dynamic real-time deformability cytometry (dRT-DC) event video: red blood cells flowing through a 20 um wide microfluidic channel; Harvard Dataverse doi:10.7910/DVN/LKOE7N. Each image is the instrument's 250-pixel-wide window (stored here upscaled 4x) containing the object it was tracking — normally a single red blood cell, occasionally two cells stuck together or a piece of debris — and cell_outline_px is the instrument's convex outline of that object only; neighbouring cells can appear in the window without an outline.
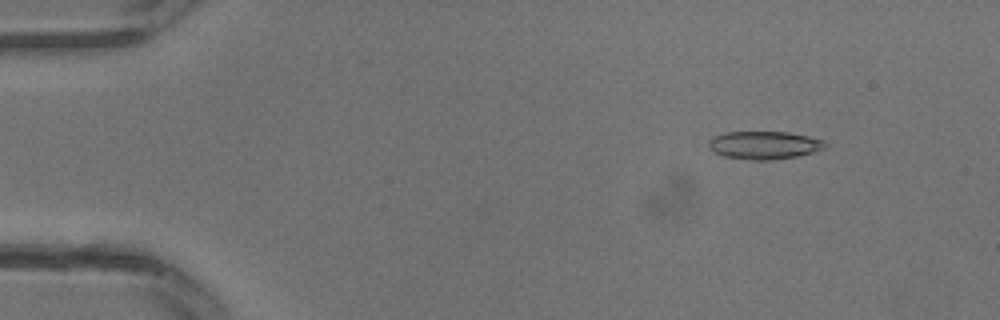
{"species": "common noctule bat (a hibernating species)", "species_latin": "Nyctalus noctula", "temperature_condition": "warm", "stored_images_in_passage": 31, "camera_frame_rate_fps": 3000, "um_per_image_px": 0.085, "animal": {"sex": "male", "body_mass_g": 13.3}, "frame": {"image": 1, "passage_image": 4, "time_ms": 1.0, "image_size_px": [1000, 320], "cell_outline_px": [[828, 144], [824, 148], [812, 152], [796, 156], [772, 160], [752, 160], [724, 156], [708, 148], [708, 140], [716, 136], [728, 132], [788, 132], [808, 136], [824, 140]], "centroid_in_image_um": [64.97, 12.33], "position_along_channel_um": 20.0, "area_um2": 18.84}}
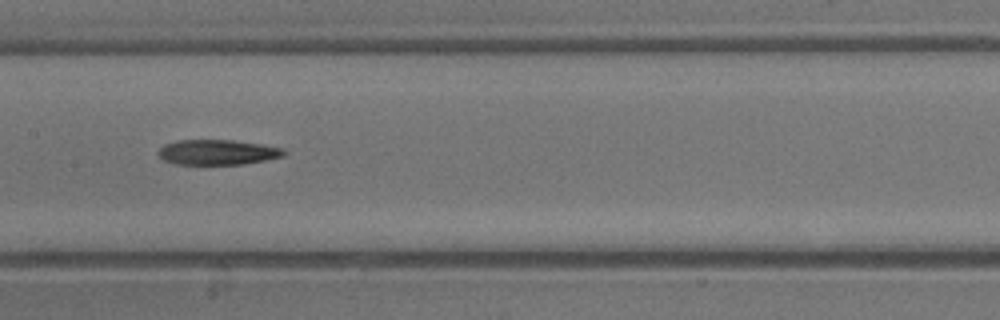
{"frame": {"image": 2, "passage_image": 16, "time_ms": 5.0, "image_size_px": [1000, 320], "cell_outline_px": [[288, 152], [284, 156], [244, 164], [176, 164], [164, 160], [156, 152], [164, 144], [180, 140], [232, 140], [260, 144], [284, 148]], "centroid_in_image_um": [18.51, 12.94], "position_along_channel_um": 188.9, "area_um2": 18.38}}
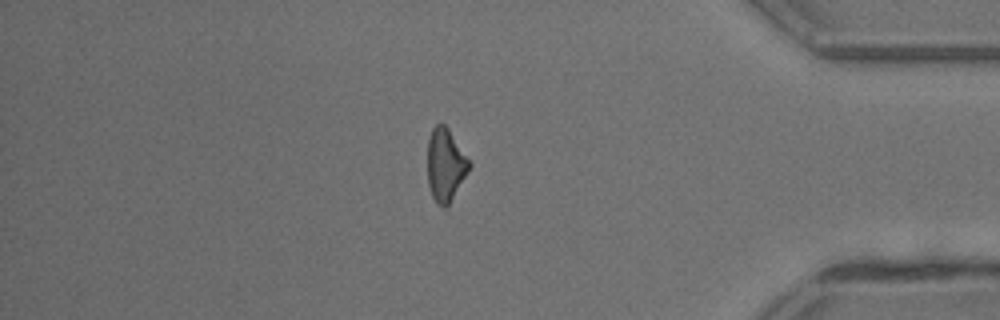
{"frame": {"image": 3, "passage_image": 27, "time_ms": 8.667, "image_size_px": [1000, 320], "cell_outline_px": [[472, 164], [468, 172], [448, 204], [444, 208], [432, 196], [428, 184], [428, 140], [432, 128], [436, 124], [444, 124], [448, 128]], "centroid_in_image_um": [37.86, 13.98], "position_along_channel_um": 397.3, "area_um2": 17.34}}